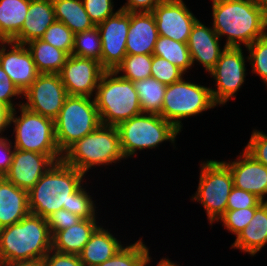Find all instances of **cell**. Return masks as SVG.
Instances as JSON below:
<instances>
[{"label":"cell","instance_id":"1","mask_svg":"<svg viewBox=\"0 0 267 266\" xmlns=\"http://www.w3.org/2000/svg\"><path fill=\"white\" fill-rule=\"evenodd\" d=\"M212 28L226 47H245L266 35L267 15L253 0H212Z\"/></svg>","mask_w":267,"mask_h":266},{"label":"cell","instance_id":"2","mask_svg":"<svg viewBox=\"0 0 267 266\" xmlns=\"http://www.w3.org/2000/svg\"><path fill=\"white\" fill-rule=\"evenodd\" d=\"M52 249L45 218L29 213L18 223L0 229V262L42 261Z\"/></svg>","mask_w":267,"mask_h":266},{"label":"cell","instance_id":"3","mask_svg":"<svg viewBox=\"0 0 267 266\" xmlns=\"http://www.w3.org/2000/svg\"><path fill=\"white\" fill-rule=\"evenodd\" d=\"M83 178L81 171L63 160L55 162L28 191L30 212L46 219L59 209L70 211L71 194L84 182Z\"/></svg>","mask_w":267,"mask_h":266},{"label":"cell","instance_id":"4","mask_svg":"<svg viewBox=\"0 0 267 266\" xmlns=\"http://www.w3.org/2000/svg\"><path fill=\"white\" fill-rule=\"evenodd\" d=\"M126 159L122 153L120 136L116 126L100 125L71 145L62 156V160L81 171L84 175L92 167L112 165Z\"/></svg>","mask_w":267,"mask_h":266},{"label":"cell","instance_id":"5","mask_svg":"<svg viewBox=\"0 0 267 266\" xmlns=\"http://www.w3.org/2000/svg\"><path fill=\"white\" fill-rule=\"evenodd\" d=\"M94 100L102 125L118 126L142 113L134 84L115 71H105L96 89Z\"/></svg>","mask_w":267,"mask_h":266},{"label":"cell","instance_id":"6","mask_svg":"<svg viewBox=\"0 0 267 266\" xmlns=\"http://www.w3.org/2000/svg\"><path fill=\"white\" fill-rule=\"evenodd\" d=\"M120 145L127 159L137 154V150L155 149L161 143L175 139L180 131L158 114L140 113L117 126Z\"/></svg>","mask_w":267,"mask_h":266},{"label":"cell","instance_id":"7","mask_svg":"<svg viewBox=\"0 0 267 266\" xmlns=\"http://www.w3.org/2000/svg\"><path fill=\"white\" fill-rule=\"evenodd\" d=\"M100 125L94 98L68 95L58 117L54 120L55 138L60 152L63 154L76 141Z\"/></svg>","mask_w":267,"mask_h":266},{"label":"cell","instance_id":"8","mask_svg":"<svg viewBox=\"0 0 267 266\" xmlns=\"http://www.w3.org/2000/svg\"><path fill=\"white\" fill-rule=\"evenodd\" d=\"M216 106L210 87L184 81L183 77L167 85L160 116L181 132L183 118L196 116Z\"/></svg>","mask_w":267,"mask_h":266},{"label":"cell","instance_id":"9","mask_svg":"<svg viewBox=\"0 0 267 266\" xmlns=\"http://www.w3.org/2000/svg\"><path fill=\"white\" fill-rule=\"evenodd\" d=\"M20 116H16V108L10 111L9 128L14 125V148L32 151L39 154H62L55 138L54 120L19 106Z\"/></svg>","mask_w":267,"mask_h":266},{"label":"cell","instance_id":"10","mask_svg":"<svg viewBox=\"0 0 267 266\" xmlns=\"http://www.w3.org/2000/svg\"><path fill=\"white\" fill-rule=\"evenodd\" d=\"M200 168L199 184L192 200L204 206L212 225L226 212L228 197L234 187L233 177L222 161H201Z\"/></svg>","mask_w":267,"mask_h":266},{"label":"cell","instance_id":"11","mask_svg":"<svg viewBox=\"0 0 267 266\" xmlns=\"http://www.w3.org/2000/svg\"><path fill=\"white\" fill-rule=\"evenodd\" d=\"M242 51V47H226L216 65L209 71L210 76L215 79L216 88L210 89L217 105L224 106L231 98H235L245 82V62L248 57Z\"/></svg>","mask_w":267,"mask_h":266},{"label":"cell","instance_id":"12","mask_svg":"<svg viewBox=\"0 0 267 266\" xmlns=\"http://www.w3.org/2000/svg\"><path fill=\"white\" fill-rule=\"evenodd\" d=\"M68 96L59 74H39L32 85L22 93L27 99L24 107L55 120Z\"/></svg>","mask_w":267,"mask_h":266},{"label":"cell","instance_id":"13","mask_svg":"<svg viewBox=\"0 0 267 266\" xmlns=\"http://www.w3.org/2000/svg\"><path fill=\"white\" fill-rule=\"evenodd\" d=\"M130 26V12H117L97 25L101 38V66L114 71L127 55L126 42Z\"/></svg>","mask_w":267,"mask_h":266},{"label":"cell","instance_id":"14","mask_svg":"<svg viewBox=\"0 0 267 266\" xmlns=\"http://www.w3.org/2000/svg\"><path fill=\"white\" fill-rule=\"evenodd\" d=\"M105 71L99 61L71 54L58 74L68 95L93 97Z\"/></svg>","mask_w":267,"mask_h":266},{"label":"cell","instance_id":"15","mask_svg":"<svg viewBox=\"0 0 267 266\" xmlns=\"http://www.w3.org/2000/svg\"><path fill=\"white\" fill-rule=\"evenodd\" d=\"M62 156L15 148L10 168L4 177L18 188L29 191L55 162L62 160Z\"/></svg>","mask_w":267,"mask_h":266},{"label":"cell","instance_id":"16","mask_svg":"<svg viewBox=\"0 0 267 266\" xmlns=\"http://www.w3.org/2000/svg\"><path fill=\"white\" fill-rule=\"evenodd\" d=\"M158 34L187 43L198 20L183 0H162L152 11Z\"/></svg>","mask_w":267,"mask_h":266},{"label":"cell","instance_id":"17","mask_svg":"<svg viewBox=\"0 0 267 266\" xmlns=\"http://www.w3.org/2000/svg\"><path fill=\"white\" fill-rule=\"evenodd\" d=\"M7 46L10 48L7 49ZM0 65L21 93H24L39 75L32 54L25 44L0 41Z\"/></svg>","mask_w":267,"mask_h":266},{"label":"cell","instance_id":"18","mask_svg":"<svg viewBox=\"0 0 267 266\" xmlns=\"http://www.w3.org/2000/svg\"><path fill=\"white\" fill-rule=\"evenodd\" d=\"M235 161H222L233 177L234 187L253 193L262 202H267V167L256 161L245 150Z\"/></svg>","mask_w":267,"mask_h":266},{"label":"cell","instance_id":"19","mask_svg":"<svg viewBox=\"0 0 267 266\" xmlns=\"http://www.w3.org/2000/svg\"><path fill=\"white\" fill-rule=\"evenodd\" d=\"M221 39L212 27H206L198 19L191 29L187 42L192 65L195 61L202 64L203 68L209 72L219 60L222 49L219 45Z\"/></svg>","mask_w":267,"mask_h":266},{"label":"cell","instance_id":"20","mask_svg":"<svg viewBox=\"0 0 267 266\" xmlns=\"http://www.w3.org/2000/svg\"><path fill=\"white\" fill-rule=\"evenodd\" d=\"M159 34L152 12H130V26L127 34V54L153 55Z\"/></svg>","mask_w":267,"mask_h":266},{"label":"cell","instance_id":"21","mask_svg":"<svg viewBox=\"0 0 267 266\" xmlns=\"http://www.w3.org/2000/svg\"><path fill=\"white\" fill-rule=\"evenodd\" d=\"M30 212L28 191L0 177V229L18 223Z\"/></svg>","mask_w":267,"mask_h":266},{"label":"cell","instance_id":"22","mask_svg":"<svg viewBox=\"0 0 267 266\" xmlns=\"http://www.w3.org/2000/svg\"><path fill=\"white\" fill-rule=\"evenodd\" d=\"M27 12L20 33L12 40L14 43L27 44L40 39L56 20L52 0H30Z\"/></svg>","mask_w":267,"mask_h":266},{"label":"cell","instance_id":"23","mask_svg":"<svg viewBox=\"0 0 267 266\" xmlns=\"http://www.w3.org/2000/svg\"><path fill=\"white\" fill-rule=\"evenodd\" d=\"M96 219H82L79 223L56 232L52 236V249L63 254L79 255L99 227Z\"/></svg>","mask_w":267,"mask_h":266},{"label":"cell","instance_id":"24","mask_svg":"<svg viewBox=\"0 0 267 266\" xmlns=\"http://www.w3.org/2000/svg\"><path fill=\"white\" fill-rule=\"evenodd\" d=\"M267 243V202H263L256 210L249 224L236 236L233 249L256 255Z\"/></svg>","mask_w":267,"mask_h":266},{"label":"cell","instance_id":"25","mask_svg":"<svg viewBox=\"0 0 267 266\" xmlns=\"http://www.w3.org/2000/svg\"><path fill=\"white\" fill-rule=\"evenodd\" d=\"M124 245L100 225L79 254L84 266H96L113 257Z\"/></svg>","mask_w":267,"mask_h":266},{"label":"cell","instance_id":"26","mask_svg":"<svg viewBox=\"0 0 267 266\" xmlns=\"http://www.w3.org/2000/svg\"><path fill=\"white\" fill-rule=\"evenodd\" d=\"M30 0H0V41H12L21 31Z\"/></svg>","mask_w":267,"mask_h":266},{"label":"cell","instance_id":"27","mask_svg":"<svg viewBox=\"0 0 267 266\" xmlns=\"http://www.w3.org/2000/svg\"><path fill=\"white\" fill-rule=\"evenodd\" d=\"M32 54L39 74H58L65 65L68 54L42 39H34L25 44Z\"/></svg>","mask_w":267,"mask_h":266},{"label":"cell","instance_id":"28","mask_svg":"<svg viewBox=\"0 0 267 266\" xmlns=\"http://www.w3.org/2000/svg\"><path fill=\"white\" fill-rule=\"evenodd\" d=\"M56 21L63 22L74 34L95 27L82 0H52Z\"/></svg>","mask_w":267,"mask_h":266},{"label":"cell","instance_id":"29","mask_svg":"<svg viewBox=\"0 0 267 266\" xmlns=\"http://www.w3.org/2000/svg\"><path fill=\"white\" fill-rule=\"evenodd\" d=\"M144 113L160 115L167 85L153 77L133 82Z\"/></svg>","mask_w":267,"mask_h":266},{"label":"cell","instance_id":"30","mask_svg":"<svg viewBox=\"0 0 267 266\" xmlns=\"http://www.w3.org/2000/svg\"><path fill=\"white\" fill-rule=\"evenodd\" d=\"M153 55L166 59L184 73L193 66L187 43L175 41L165 36L159 35Z\"/></svg>","mask_w":267,"mask_h":266},{"label":"cell","instance_id":"31","mask_svg":"<svg viewBox=\"0 0 267 266\" xmlns=\"http://www.w3.org/2000/svg\"><path fill=\"white\" fill-rule=\"evenodd\" d=\"M139 238L134 244L123 246L113 257L96 266H145L149 249Z\"/></svg>","mask_w":267,"mask_h":266},{"label":"cell","instance_id":"32","mask_svg":"<svg viewBox=\"0 0 267 266\" xmlns=\"http://www.w3.org/2000/svg\"><path fill=\"white\" fill-rule=\"evenodd\" d=\"M152 55L127 54L122 62L115 68L120 77L132 82L151 77Z\"/></svg>","mask_w":267,"mask_h":266},{"label":"cell","instance_id":"33","mask_svg":"<svg viewBox=\"0 0 267 266\" xmlns=\"http://www.w3.org/2000/svg\"><path fill=\"white\" fill-rule=\"evenodd\" d=\"M72 55L91 58L101 63V38L97 26L74 34Z\"/></svg>","mask_w":267,"mask_h":266},{"label":"cell","instance_id":"34","mask_svg":"<svg viewBox=\"0 0 267 266\" xmlns=\"http://www.w3.org/2000/svg\"><path fill=\"white\" fill-rule=\"evenodd\" d=\"M40 39L65 51L68 55L72 54L74 33L63 22L55 20Z\"/></svg>","mask_w":267,"mask_h":266},{"label":"cell","instance_id":"35","mask_svg":"<svg viewBox=\"0 0 267 266\" xmlns=\"http://www.w3.org/2000/svg\"><path fill=\"white\" fill-rule=\"evenodd\" d=\"M252 73H256L267 86V34L246 47Z\"/></svg>","mask_w":267,"mask_h":266},{"label":"cell","instance_id":"36","mask_svg":"<svg viewBox=\"0 0 267 266\" xmlns=\"http://www.w3.org/2000/svg\"><path fill=\"white\" fill-rule=\"evenodd\" d=\"M185 73L164 58L152 55L151 77L160 83L170 85L183 78Z\"/></svg>","mask_w":267,"mask_h":266},{"label":"cell","instance_id":"37","mask_svg":"<svg viewBox=\"0 0 267 266\" xmlns=\"http://www.w3.org/2000/svg\"><path fill=\"white\" fill-rule=\"evenodd\" d=\"M83 183L71 194L70 212L82 219H91L96 217V205L91 195L83 188Z\"/></svg>","mask_w":267,"mask_h":266},{"label":"cell","instance_id":"38","mask_svg":"<svg viewBox=\"0 0 267 266\" xmlns=\"http://www.w3.org/2000/svg\"><path fill=\"white\" fill-rule=\"evenodd\" d=\"M258 207H250L245 209L226 210V212L218 219L222 222L225 229L237 236L250 222Z\"/></svg>","mask_w":267,"mask_h":266},{"label":"cell","instance_id":"39","mask_svg":"<svg viewBox=\"0 0 267 266\" xmlns=\"http://www.w3.org/2000/svg\"><path fill=\"white\" fill-rule=\"evenodd\" d=\"M85 11L95 26L114 15L113 0H82Z\"/></svg>","mask_w":267,"mask_h":266},{"label":"cell","instance_id":"40","mask_svg":"<svg viewBox=\"0 0 267 266\" xmlns=\"http://www.w3.org/2000/svg\"><path fill=\"white\" fill-rule=\"evenodd\" d=\"M244 150L267 167V134L263 131L254 129Z\"/></svg>","mask_w":267,"mask_h":266},{"label":"cell","instance_id":"41","mask_svg":"<svg viewBox=\"0 0 267 266\" xmlns=\"http://www.w3.org/2000/svg\"><path fill=\"white\" fill-rule=\"evenodd\" d=\"M22 96L20 90L14 85L10 77L7 73L3 70L2 66L0 65V104L10 111H13L18 105H22V102L19 104L13 103V97Z\"/></svg>","mask_w":267,"mask_h":266},{"label":"cell","instance_id":"42","mask_svg":"<svg viewBox=\"0 0 267 266\" xmlns=\"http://www.w3.org/2000/svg\"><path fill=\"white\" fill-rule=\"evenodd\" d=\"M262 203L253 193L233 187L228 197L226 210L259 207Z\"/></svg>","mask_w":267,"mask_h":266},{"label":"cell","instance_id":"43","mask_svg":"<svg viewBox=\"0 0 267 266\" xmlns=\"http://www.w3.org/2000/svg\"><path fill=\"white\" fill-rule=\"evenodd\" d=\"M81 220L82 218L64 208L59 209L46 218L52 236L60 230L67 229L79 223Z\"/></svg>","mask_w":267,"mask_h":266},{"label":"cell","instance_id":"44","mask_svg":"<svg viewBox=\"0 0 267 266\" xmlns=\"http://www.w3.org/2000/svg\"><path fill=\"white\" fill-rule=\"evenodd\" d=\"M43 266H84L79 255L63 254L51 249L42 259Z\"/></svg>","mask_w":267,"mask_h":266},{"label":"cell","instance_id":"45","mask_svg":"<svg viewBox=\"0 0 267 266\" xmlns=\"http://www.w3.org/2000/svg\"><path fill=\"white\" fill-rule=\"evenodd\" d=\"M8 137L0 136V177L4 176L10 168L14 147Z\"/></svg>","mask_w":267,"mask_h":266},{"label":"cell","instance_id":"46","mask_svg":"<svg viewBox=\"0 0 267 266\" xmlns=\"http://www.w3.org/2000/svg\"><path fill=\"white\" fill-rule=\"evenodd\" d=\"M162 0H127L121 10L127 12H152Z\"/></svg>","mask_w":267,"mask_h":266},{"label":"cell","instance_id":"47","mask_svg":"<svg viewBox=\"0 0 267 266\" xmlns=\"http://www.w3.org/2000/svg\"><path fill=\"white\" fill-rule=\"evenodd\" d=\"M10 110L0 104V136L9 127Z\"/></svg>","mask_w":267,"mask_h":266},{"label":"cell","instance_id":"48","mask_svg":"<svg viewBox=\"0 0 267 266\" xmlns=\"http://www.w3.org/2000/svg\"><path fill=\"white\" fill-rule=\"evenodd\" d=\"M1 266H43L42 261L3 262Z\"/></svg>","mask_w":267,"mask_h":266},{"label":"cell","instance_id":"49","mask_svg":"<svg viewBox=\"0 0 267 266\" xmlns=\"http://www.w3.org/2000/svg\"><path fill=\"white\" fill-rule=\"evenodd\" d=\"M151 259H152L151 257L148 258L145 266L149 265V263L151 262ZM157 266H179V265H177L174 262L170 261L169 258L168 259L162 258L157 263Z\"/></svg>","mask_w":267,"mask_h":266},{"label":"cell","instance_id":"50","mask_svg":"<svg viewBox=\"0 0 267 266\" xmlns=\"http://www.w3.org/2000/svg\"><path fill=\"white\" fill-rule=\"evenodd\" d=\"M261 10L267 15V0H253Z\"/></svg>","mask_w":267,"mask_h":266}]
</instances>
